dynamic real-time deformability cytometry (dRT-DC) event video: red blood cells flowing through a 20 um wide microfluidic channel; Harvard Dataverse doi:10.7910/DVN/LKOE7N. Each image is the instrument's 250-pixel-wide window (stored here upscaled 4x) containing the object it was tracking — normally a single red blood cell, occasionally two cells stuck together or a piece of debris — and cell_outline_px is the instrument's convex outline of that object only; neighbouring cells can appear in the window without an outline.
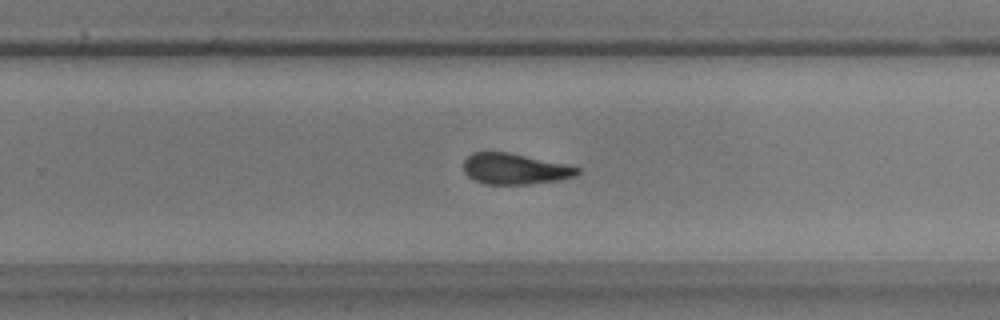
{"species": "common noctule bat (a hibernating species)", "species_latin": "Nyctalus noctula", "temperature_condition": "warm", "stored_images_in_passage": 56, "camera_frame_rate_fps": 3000, "um_per_image_px": 0.085, "animal": {"sex": "male", "body_mass_g": 17.9, "forearm_length_mm": 54.2}, "frame": {"image": 1, "passage_image": 37, "time_ms": 12.0, "image_size_px": [1000, 320], "cell_outline_px": [[580, 172], [576, 176], [556, 180], [528, 184], [484, 184], [468, 176], [464, 172], [464, 160], [472, 152], [508, 152], [564, 164], [580, 168]], "centroid_in_image_um": [43.73, 14.35], "position_along_channel_um": 286.1, "area_um2": 20.23}}
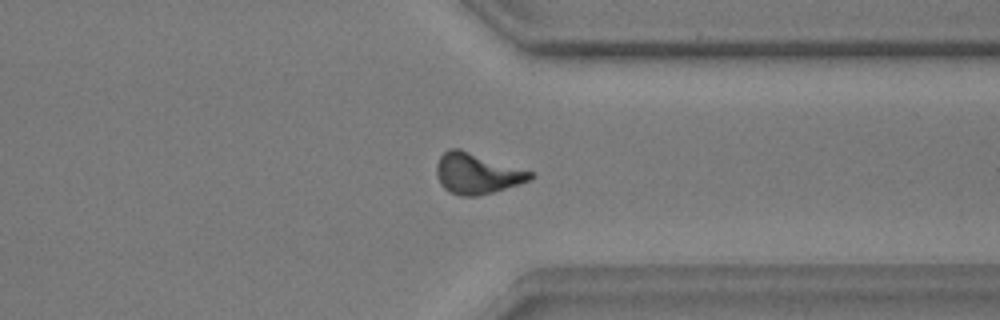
{"frame": {"image": 2, "passage_image": 44, "time_ms": 14.333, "image_size_px": [1000, 320], "cell_outline_px": [[536, 176], [532, 180], [520, 184], [492, 192], [476, 196], [460, 196], [448, 192], [440, 184], [436, 172], [436, 164], [440, 156], [448, 148], [460, 148], [532, 172]], "centroid_in_image_um": [40.53, 14.75], "position_along_channel_um": 370.9, "area_um2": 22.37}}
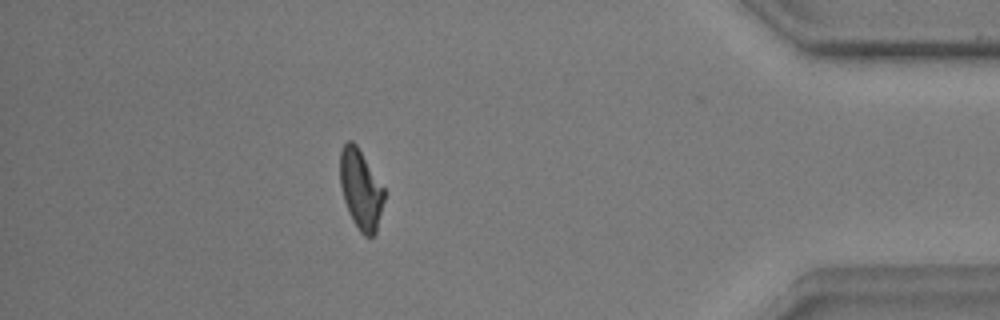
{"frame": {"image": 3, "passage_image": 50, "time_ms": 16.333, "image_size_px": [1000, 320], "cell_outline_px": [[384, 200], [376, 232], [372, 236], [364, 236], [360, 232], [352, 220], [348, 212], [344, 200], [340, 184], [340, 152], [344, 144], [348, 140], [352, 140], [356, 144], [384, 188]], "centroid_in_image_um": [30.65, 16.1], "position_along_channel_um": 404.6, "area_um2": 20.35}, "authors_computed_cell_mechanics": {"area_um2": 21.1259, "velocity_mm_per_s": 3.6582, "shape_relaxation_time_tau1_ms": 5.5535, "shape_relaxation_time_tau2_ms": 4.0043, "deformation_change_tau1": 0.1928, "deformation_change_tau2": 0.1134}}